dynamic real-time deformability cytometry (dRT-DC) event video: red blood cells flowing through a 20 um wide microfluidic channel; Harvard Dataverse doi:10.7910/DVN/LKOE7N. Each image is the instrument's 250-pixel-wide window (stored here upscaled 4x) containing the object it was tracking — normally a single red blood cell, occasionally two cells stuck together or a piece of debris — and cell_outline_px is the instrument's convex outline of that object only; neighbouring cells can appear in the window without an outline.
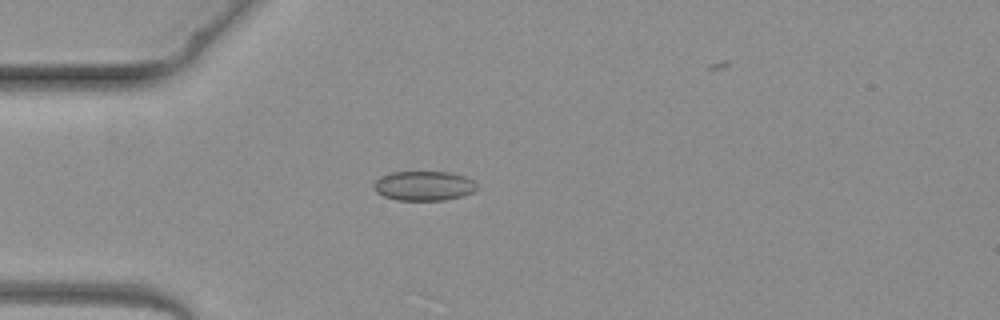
{"species": "common noctule bat (a hibernating species)", "species_latin": "Nyctalus noctula", "temperature_condition": "warm", "stored_images_in_passage": 4, "camera_frame_rate_fps": 3000, "um_per_image_px": 0.085, "animal": {"sex": "female", "body_mass_g": 19.3, "forearm_length_mm": 54.1}, "frame": {"image": 1, "passage_image": 3, "time_ms": 3.0, "image_size_px": [1000, 320], "cell_outline_px": [[476, 192], [444, 200], [396, 200], [384, 196], [376, 192], [372, 188], [372, 184], [380, 176], [388, 172], [448, 172], [464, 176], [472, 180], [476, 184]], "centroid_in_image_um": [35.98, 15.79], "position_along_channel_um": 49.0, "area_um2": 17.86}}